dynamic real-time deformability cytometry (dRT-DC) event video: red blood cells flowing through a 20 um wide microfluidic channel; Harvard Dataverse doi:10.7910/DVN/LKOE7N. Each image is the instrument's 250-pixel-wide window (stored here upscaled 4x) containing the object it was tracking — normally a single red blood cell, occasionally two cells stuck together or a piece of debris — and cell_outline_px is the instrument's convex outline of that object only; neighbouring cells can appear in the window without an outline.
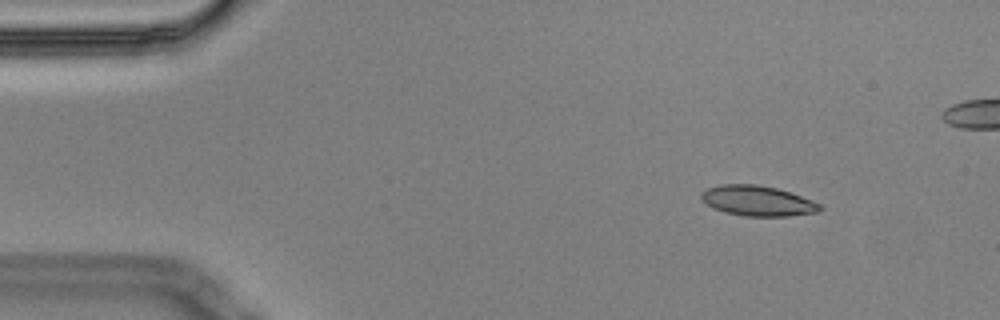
{"species": "Egyptian fruit bat (a non-hibernating species)", "species_latin": "Rousettus aegyptiacus", "temperature_condition": "cold", "stored_images_in_passage": 5, "camera_frame_rate_fps": 3000, "um_per_image_px": 0.085, "animal": {"sex": "male"}, "frame": {"image": 1, "passage_image": 2, "time_ms": 0.333, "image_size_px": [1000, 320], "cell_outline_px": [[824, 208], [816, 212], [788, 216], [744, 216], [724, 212], [712, 208], [700, 196], [700, 192], [708, 188], [720, 184], [756, 184], [776, 188], [800, 196], [820, 204]], "centroid_in_image_um": [64.36, 17.07], "position_along_channel_um": 20.6, "area_um2": 20.75}}